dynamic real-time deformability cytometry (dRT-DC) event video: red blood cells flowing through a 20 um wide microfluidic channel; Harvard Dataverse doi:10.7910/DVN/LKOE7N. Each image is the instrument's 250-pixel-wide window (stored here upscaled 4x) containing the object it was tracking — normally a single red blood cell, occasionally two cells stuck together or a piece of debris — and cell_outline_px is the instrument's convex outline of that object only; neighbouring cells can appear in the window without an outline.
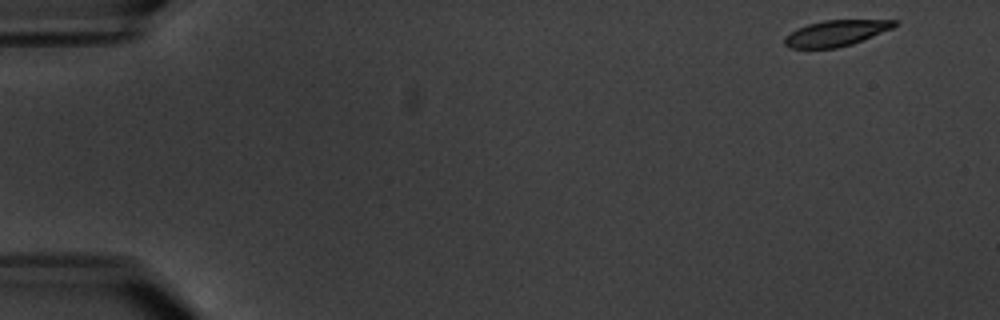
{"species": "common noctule bat (a hibernating species)", "species_latin": "Nyctalus noctula", "temperature_condition": "warm", "stored_images_in_passage": 6, "camera_frame_rate_fps": 3000, "um_per_image_px": 0.085, "animal": {"sex": "male", "body_mass_g": 20.1, "forearm_length_mm": 53.5}, "frame": {"image": 1, "passage_image": 1, "time_ms": 0.0, "image_size_px": [1000, 320], "cell_outline_px": [[900, 24], [892, 28], [852, 44], [836, 48], [788, 48], [784, 44], [784, 36], [796, 28], [808, 24], [824, 20], [896, 20]], "centroid_in_image_um": [71.02, 2.81], "position_along_channel_um": 14.0, "area_um2": 16.59}}